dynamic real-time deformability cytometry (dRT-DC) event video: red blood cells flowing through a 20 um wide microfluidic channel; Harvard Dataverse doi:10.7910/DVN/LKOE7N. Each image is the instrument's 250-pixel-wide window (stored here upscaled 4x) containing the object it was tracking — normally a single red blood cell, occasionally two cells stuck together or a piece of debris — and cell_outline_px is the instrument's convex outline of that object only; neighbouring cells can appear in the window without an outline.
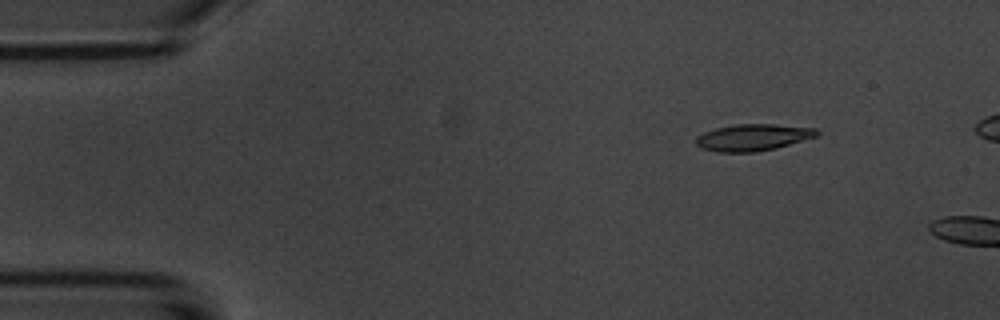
{"species": "common noctule bat (a hibernating species)", "species_latin": "Nyctalus noctula", "temperature_condition": "room temperature", "stored_images_in_passage": 3, "camera_frame_rate_fps": 3000, "um_per_image_px": 0.085, "animal": {"sex": "male", "body_mass_g": 20.1, "forearm_length_mm": 53.5}, "frame": {"image": 1, "passage_image": 2, "time_ms": 1.333, "image_size_px": [1000, 320], "cell_outline_px": [[820, 136], [776, 148], [756, 152], [720, 152], [704, 148], [696, 144], [696, 136], [704, 132], [716, 128], [736, 124], [776, 124], [816, 128], [820, 132]], "centroid_in_image_um": [64.07, 11.67], "position_along_channel_um": 20.9, "area_um2": 18.9}}